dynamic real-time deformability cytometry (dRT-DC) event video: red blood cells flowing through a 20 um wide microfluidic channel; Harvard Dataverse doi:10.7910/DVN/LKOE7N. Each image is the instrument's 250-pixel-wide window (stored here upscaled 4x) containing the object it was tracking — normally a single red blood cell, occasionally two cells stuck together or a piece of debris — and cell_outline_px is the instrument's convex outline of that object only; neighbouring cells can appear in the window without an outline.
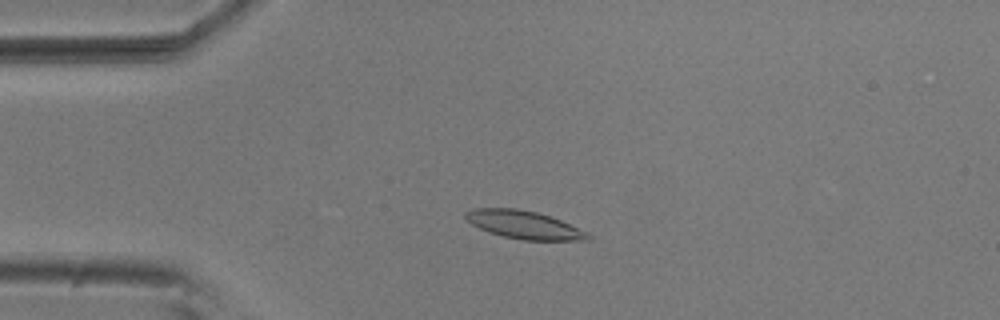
{"species": "common noctule bat (a hibernating species)", "species_latin": "Nyctalus noctula", "temperature_condition": "room temperature", "stored_images_in_passage": 6, "camera_frame_rate_fps": 3000, "um_per_image_px": 0.085, "animal": {"sex": "male", "body_mass_g": 20.5, "forearm_length_mm": 52.5}, "frame": {"image": 1, "passage_image": 3, "time_ms": 0.667, "image_size_px": [1000, 320], "cell_outline_px": [[592, 240], [524, 240], [504, 236], [488, 232], [472, 224], [464, 216], [464, 212], [476, 208], [516, 208], [536, 212], [560, 220], [588, 232], [592, 236]], "centroid_in_image_um": [44.56, 19.11], "position_along_channel_um": 40.4, "area_um2": 19.83}}
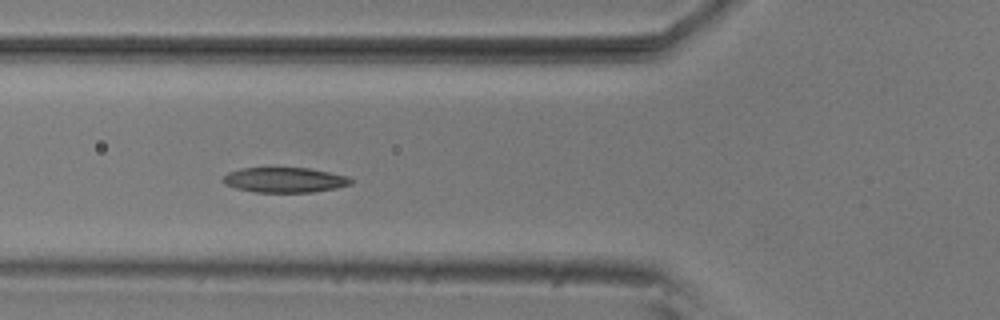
{"frame": {"image": 2, "passage_image": 5, "time_ms": 1.333, "image_size_px": [1000, 320], "cell_outline_px": [[352, 184], [336, 188], [312, 192], [256, 192], [236, 188], [224, 184], [220, 180], [228, 172], [240, 168], [308, 168], [348, 176], [352, 180]], "centroid_in_image_um": [24.17, 15.29], "position_along_channel_um": 101.6, "area_um2": 18.67}}
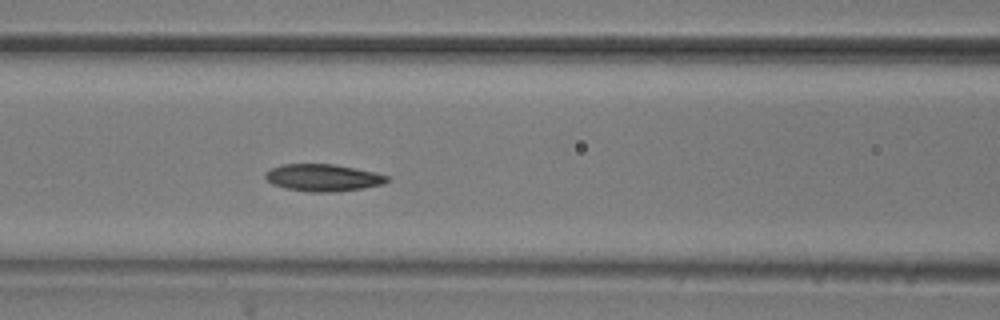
{"frame": {"image": 3, "passage_image": 6, "time_ms": 1.667, "image_size_px": [1000, 320], "cell_outline_px": [[388, 180], [384, 184], [364, 188], [336, 192], [308, 192], [284, 188], [272, 184], [264, 176], [264, 172], [272, 168], [284, 164], [332, 164], [376, 172], [388, 176]], "centroid_in_image_um": [27.45, 15.11], "position_along_channel_um": 139.1, "area_um2": 19.31}}